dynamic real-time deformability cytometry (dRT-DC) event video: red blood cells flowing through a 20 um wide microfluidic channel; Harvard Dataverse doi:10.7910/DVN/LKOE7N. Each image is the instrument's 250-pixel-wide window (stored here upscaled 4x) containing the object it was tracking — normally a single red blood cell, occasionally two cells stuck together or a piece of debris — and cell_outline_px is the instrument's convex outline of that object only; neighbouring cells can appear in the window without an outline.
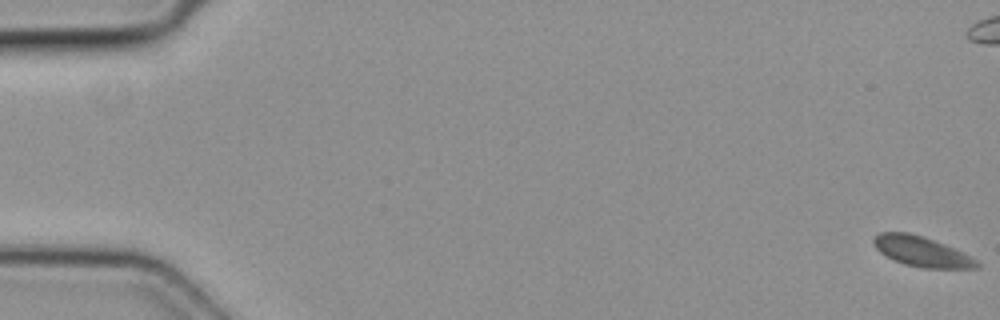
{"species": "common noctule bat (a hibernating species)", "species_latin": "Nyctalus noctula", "temperature_condition": "cold", "stored_images_in_passage": 7, "camera_frame_rate_fps": 3000, "um_per_image_px": 0.085, "animal": {"sex": "female", "body_mass_g": 19.3, "forearm_length_mm": 54.1}, "frame": {"image": 1, "passage_image": 1, "time_ms": 0.0, "image_size_px": [1000, 320], "cell_outline_px": [[980, 268], [924, 268], [904, 264], [880, 252], [876, 248], [872, 240], [880, 232], [908, 232], [924, 236], [964, 252], [972, 256], [980, 264]], "centroid_in_image_um": [78.38, 21.37], "position_along_channel_um": 6.6, "area_um2": 18.03}}
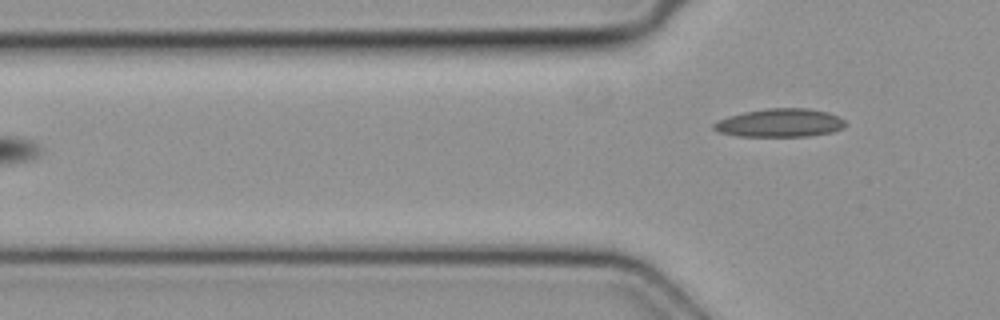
{"frame": {"image": 2, "passage_image": 7, "time_ms": 2.0, "image_size_px": [1000, 320], "cell_outline_px": [[848, 124], [844, 128], [832, 132], [808, 136], [736, 136], [716, 132], [712, 128], [712, 124], [716, 120], [728, 116], [744, 112], [768, 108], [808, 108], [828, 112], [844, 120]], "centroid_in_image_um": [66.26, 10.45], "position_along_channel_um": 59.5, "area_um2": 21.96}}